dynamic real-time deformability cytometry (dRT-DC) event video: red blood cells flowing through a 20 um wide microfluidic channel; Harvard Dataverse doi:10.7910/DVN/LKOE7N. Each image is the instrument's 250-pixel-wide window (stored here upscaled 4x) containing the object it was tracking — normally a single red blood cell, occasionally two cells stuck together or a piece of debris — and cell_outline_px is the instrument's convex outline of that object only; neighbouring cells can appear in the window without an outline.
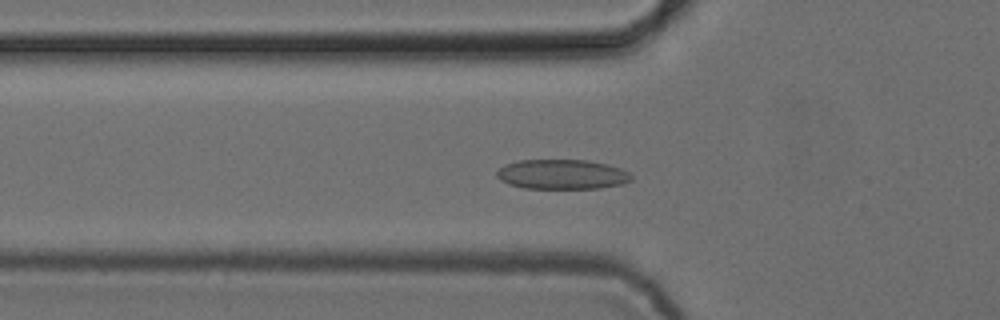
{"species": "common noctule bat (a hibernating species)", "species_latin": "Nyctalus noctula", "temperature_condition": "cold", "stored_images_in_passage": 53, "camera_frame_rate_fps": 3000, "um_per_image_px": 0.085, "animal": {"sex": "female", "body_mass_g": 24.6, "forearm_length_mm": 56.2}, "frame": {"image": 1, "passage_image": 18, "time_ms": 5.667, "image_size_px": [1000, 320], "cell_outline_px": [[632, 180], [624, 184], [600, 188], [524, 188], [508, 184], [500, 180], [496, 176], [496, 172], [504, 164], [520, 160], [588, 160], [608, 164], [620, 168], [628, 172], [632, 176]], "centroid_in_image_um": [47.78, 14.82], "position_along_channel_um": 78.0, "area_um2": 23.47}}
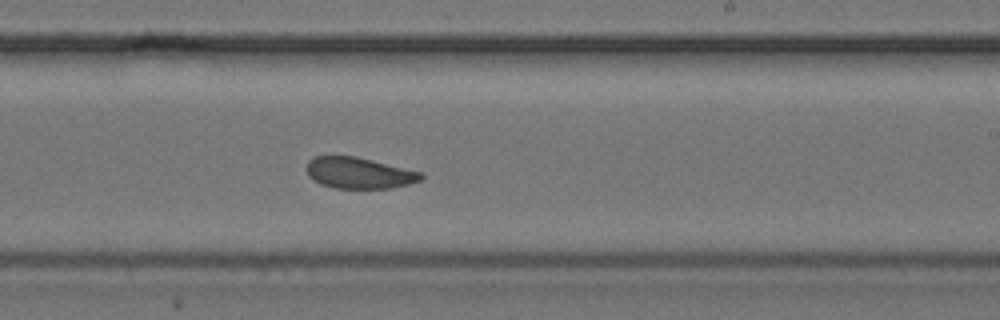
{"frame": {"image": 2, "passage_image": 32, "time_ms": 10.333, "image_size_px": [1000, 320], "cell_outline_px": [[424, 176], [420, 180], [408, 184], [392, 188], [332, 188], [320, 184], [308, 176], [308, 160], [316, 156], [356, 156], [424, 172]], "centroid_in_image_um": [30.55, 14.7], "position_along_channel_um": 258.5, "area_um2": 20.87}}
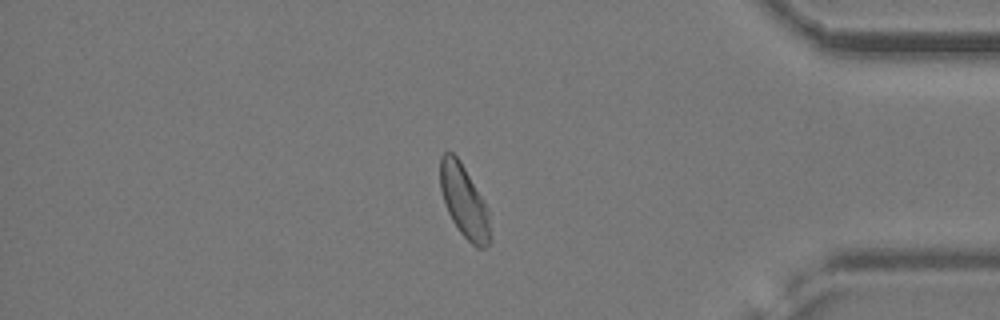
{"frame": {"image": 3, "passage_image": 45, "time_ms": 14.667, "image_size_px": [1000, 320], "cell_outline_px": [[492, 240], [484, 248], [476, 248], [460, 232], [452, 220], [448, 212], [440, 188], [440, 156], [444, 152], [452, 152], [460, 160], [484, 200], [488, 208]], "centroid_in_image_um": [39.47, 17.13], "position_along_channel_um": 395.7, "area_um2": 21.21}, "authors_computed_cell_mechanics": {"area_um2": 22.1952, "velocity_mm_per_s": 3.8483, "shape_relaxation_time_tau1_ms": 3.8653, "shape_relaxation_time_tau2_ms": 1.4901, "deformation_change_tau1": 0.0866, "deformation_change_tau2": 0.0653}}